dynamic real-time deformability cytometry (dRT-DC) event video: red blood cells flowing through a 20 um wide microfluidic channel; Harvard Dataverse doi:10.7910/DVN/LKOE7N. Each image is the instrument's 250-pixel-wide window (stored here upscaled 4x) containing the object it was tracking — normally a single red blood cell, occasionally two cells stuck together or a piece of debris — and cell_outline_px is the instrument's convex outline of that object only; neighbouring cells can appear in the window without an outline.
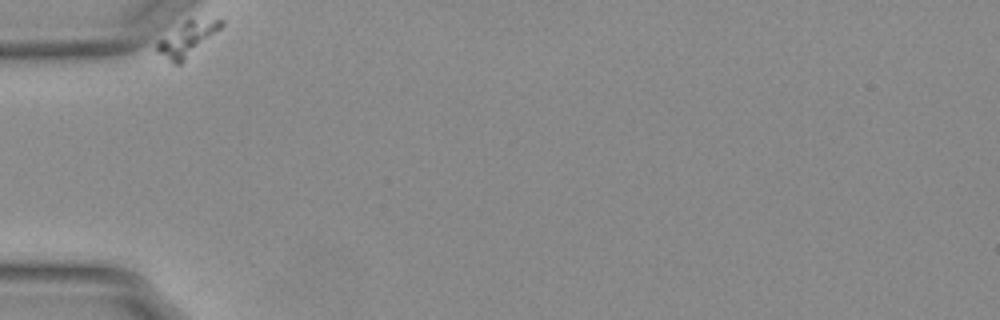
{"species": "Egyptian fruit bat (a non-hibernating species)", "species_latin": "Rousettus aegyptiacus", "temperature_condition": "warm", "stored_images_in_passage": 48, "camera_frame_rate_fps": 3000, "um_per_image_px": 0.085, "animal": {"sex": "female"}, "frame": {"image": 1, "passage_image": 1, "time_ms": 0.0, "image_size_px": [1000, 320], "cell_outline_px": [[224, 24], [220, 28], [180, 64], [172, 64], [156, 52], [156, 40], [188, 16], [224, 20]], "centroid_in_image_um": [15.84, 3.24], "position_along_channel_um": 69.2, "area_um2": 13.29}}
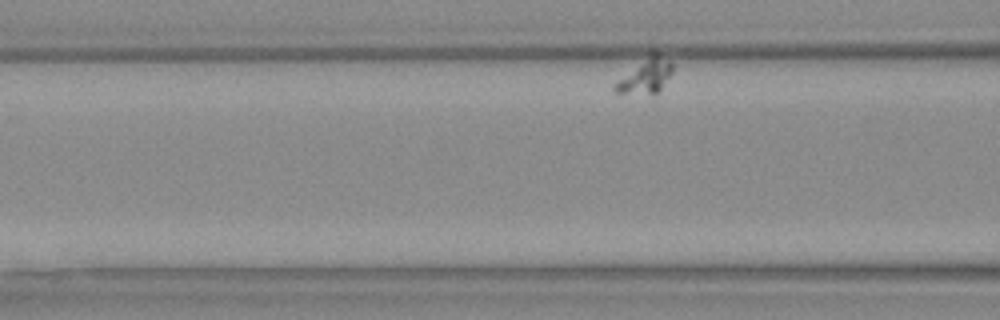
{"frame": {"image": 2, "passage_image": 8, "time_ms": 2.333, "image_size_px": [1000, 320], "cell_outline_px": [[672, 72], [660, 88], [656, 92], [612, 92], [612, 88], [652, 48], [668, 60], [672, 64]], "centroid_in_image_um": [54.9, 6.35], "position_along_channel_um": 111.7, "area_um2": 11.1}}